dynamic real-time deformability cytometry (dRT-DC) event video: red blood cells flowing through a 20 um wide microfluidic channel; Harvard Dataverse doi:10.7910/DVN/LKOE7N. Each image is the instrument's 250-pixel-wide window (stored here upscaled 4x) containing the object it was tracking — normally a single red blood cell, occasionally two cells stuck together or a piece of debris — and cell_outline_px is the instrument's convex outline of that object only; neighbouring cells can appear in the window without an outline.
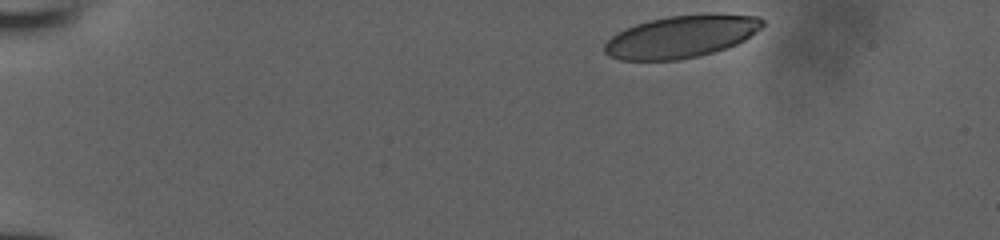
{"species": "human", "species_latin": "Homo sapiens", "temperature_condition": "room temperature", "stored_images_in_passage": 37, "camera_frame_rate_fps": 3000, "um_per_image_px": 0.085, "donor": {"sex": "male"}, "frame": {"image": 1, "passage_image": 1, "time_ms": 0.0, "image_size_px": [1000, 240], "cell_outline_px": [[764, 24], [756, 32], [744, 40], [736, 44], [712, 52], [680, 60], [620, 60], [608, 56], [604, 52], [604, 44], [616, 32], [636, 24], [648, 20], [668, 16], [708, 12], [720, 12], [756, 16], [764, 20]], "centroid_in_image_um": [57.91, 3.08], "position_along_channel_um": 27.1, "area_um2": 39.42}}
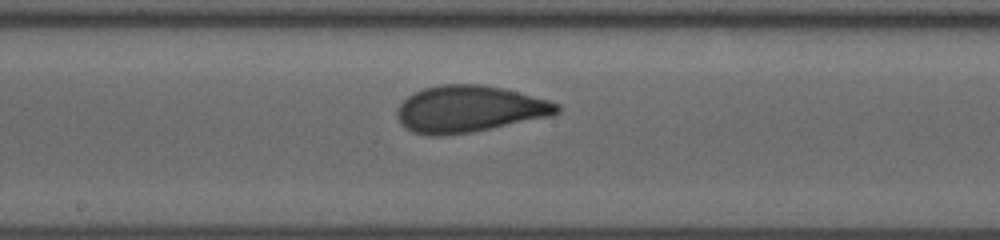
{"frame": {"image": 2, "passage_image": 22, "time_ms": 7.0, "image_size_px": [1000, 240], "cell_outline_px": [[560, 112], [552, 116], [468, 132], [440, 136], [432, 136], [412, 132], [400, 124], [396, 116], [396, 108], [408, 96], [424, 88], [440, 84], [480, 84], [504, 88], [548, 100], [560, 104]], "centroid_in_image_um": [39.87, 9.26], "position_along_channel_um": 208.3, "area_um2": 43.41}}
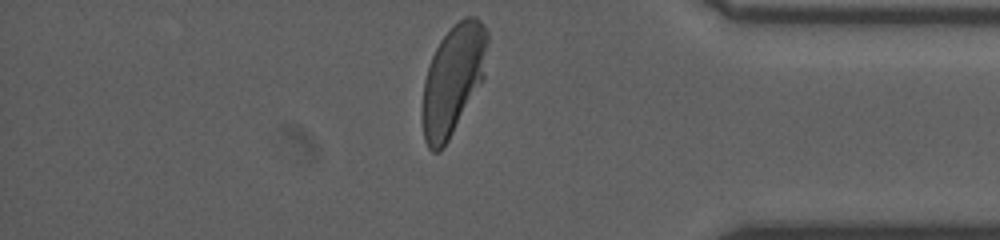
{"frame": {"image": 3, "passage_image": 37, "time_ms": 12.0, "image_size_px": [1000, 240], "cell_outline_px": [[488, 40], [484, 80], [448, 140], [440, 152], [432, 152], [428, 148], [424, 140], [424, 80], [432, 56], [440, 40], [464, 16], [476, 16], [484, 24], [488, 32]], "centroid_in_image_um": [38.55, 6.75], "position_along_channel_um": 396.6, "area_um2": 41.15}}